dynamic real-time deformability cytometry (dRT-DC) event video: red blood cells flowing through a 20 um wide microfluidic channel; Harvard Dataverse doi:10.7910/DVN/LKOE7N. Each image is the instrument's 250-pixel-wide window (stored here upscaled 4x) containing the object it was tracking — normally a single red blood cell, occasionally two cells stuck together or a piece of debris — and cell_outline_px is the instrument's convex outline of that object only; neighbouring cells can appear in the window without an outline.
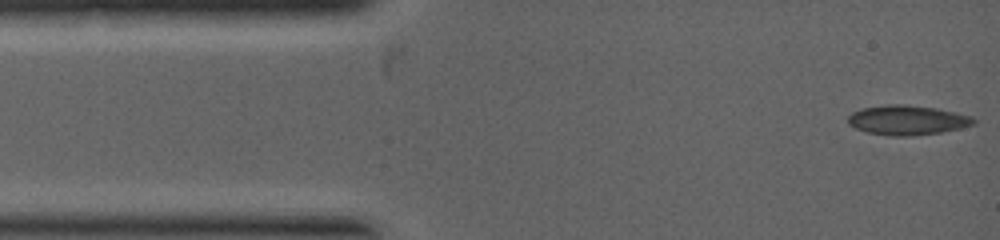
{"species": "common noctule bat (a hibernating species)", "species_latin": "Nyctalus noctula", "temperature_condition": "warm", "stored_images_in_passage": 35, "camera_frame_rate_fps": 5000, "um_per_image_px": 0.085, "animal": {"sex": "female", "body_mass_g": 19.0, "forearm_length_mm": 53.3}, "frame": {"image": 1, "passage_image": 1, "time_ms": 0.0, "image_size_px": [1000, 240], "cell_outline_px": [[976, 124], [960, 128], [940, 132], [908, 136], [888, 136], [868, 132], [856, 128], [848, 124], [848, 116], [852, 112], [864, 108], [888, 104], [904, 104], [936, 108], [972, 116], [976, 120]], "centroid_in_image_um": [77.13, 10.21], "position_along_channel_um": 7.9, "area_um2": 21.62}}
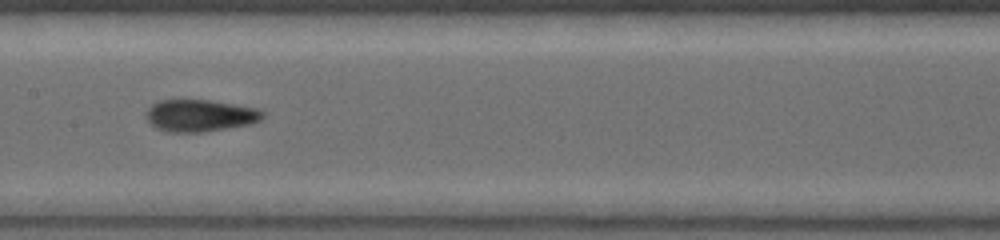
{"frame": {"image": 2, "passage_image": 14, "time_ms": 3.6, "image_size_px": [1000, 240], "cell_outline_px": [[264, 116], [260, 120], [248, 124], [200, 132], [168, 132], [156, 128], [144, 116], [144, 112], [156, 100], [212, 100], [260, 108], [264, 112]], "centroid_in_image_um": [16.98, 9.8], "position_along_channel_um": 190.4, "area_um2": 21.85}}
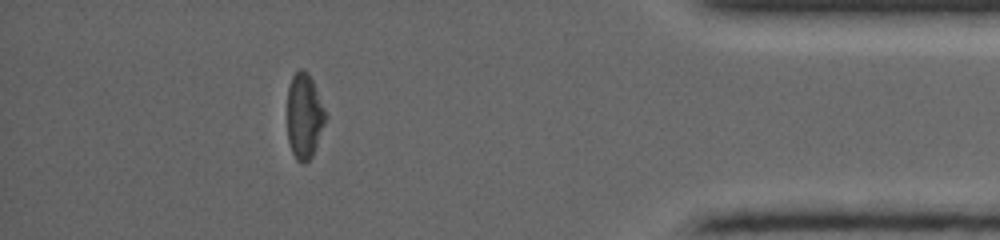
{"frame": {"image": 3, "passage_image": 30, "time_ms": 7.2, "image_size_px": [1000, 240], "cell_outline_px": [[328, 116], [312, 156], [304, 164], [300, 164], [296, 160], [292, 152], [288, 140], [288, 88], [292, 76], [300, 68], [304, 68], [308, 72], [312, 80]], "centroid_in_image_um": [25.87, 9.87], "position_along_channel_um": 409.3, "area_um2": 19.07}}